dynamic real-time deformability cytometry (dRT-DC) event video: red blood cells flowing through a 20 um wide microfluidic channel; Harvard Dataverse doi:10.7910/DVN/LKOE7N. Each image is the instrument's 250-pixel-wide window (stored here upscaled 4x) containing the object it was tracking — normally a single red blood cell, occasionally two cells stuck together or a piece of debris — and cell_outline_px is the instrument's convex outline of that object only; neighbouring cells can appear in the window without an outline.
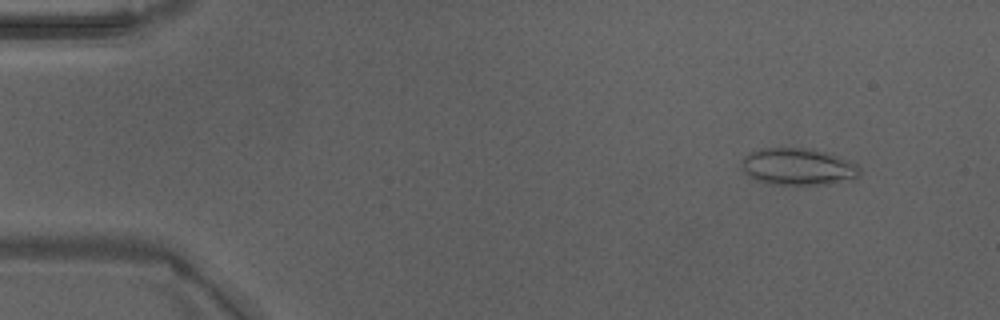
{"species": "Egyptian fruit bat (a non-hibernating species)", "species_latin": "Rousettus aegyptiacus", "temperature_condition": "warm", "stored_images_in_passage": 35, "camera_frame_rate_fps": 3000, "um_per_image_px": 0.085, "animal": {"sex": "male"}, "frame": {"image": 1, "passage_image": 1, "time_ms": 0.0, "image_size_px": [1000, 320], "cell_outline_px": [[860, 176], [852, 180], [828, 184], [776, 184], [756, 180], [744, 168], [744, 156], [752, 152], [764, 148], [812, 148], [828, 152], [856, 164], [860, 168]], "centroid_in_image_um": [67.93, 14.16], "position_along_channel_um": 17.1, "area_um2": 25.03}}
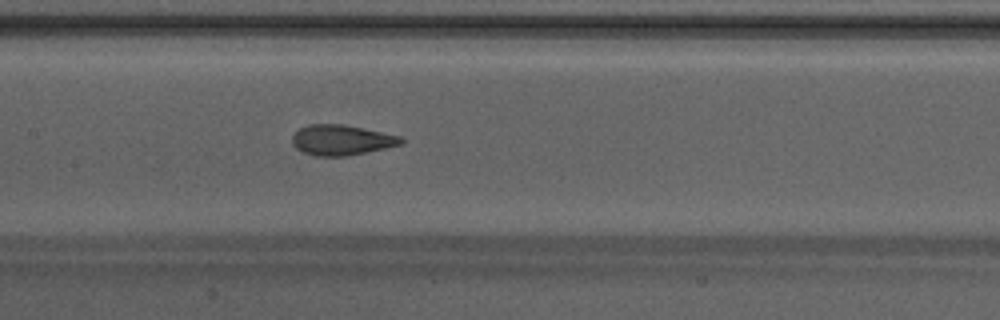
{"frame": {"image": 2, "passage_image": 20, "time_ms": 6.333, "image_size_px": [1000, 320], "cell_outline_px": [[404, 144], [344, 156], [316, 156], [304, 152], [296, 148], [292, 144], [292, 136], [300, 128], [308, 124], [344, 124], [400, 136], [404, 140]], "centroid_in_image_um": [29.01, 11.89], "position_along_channel_um": 178.4, "area_um2": 19.07}}
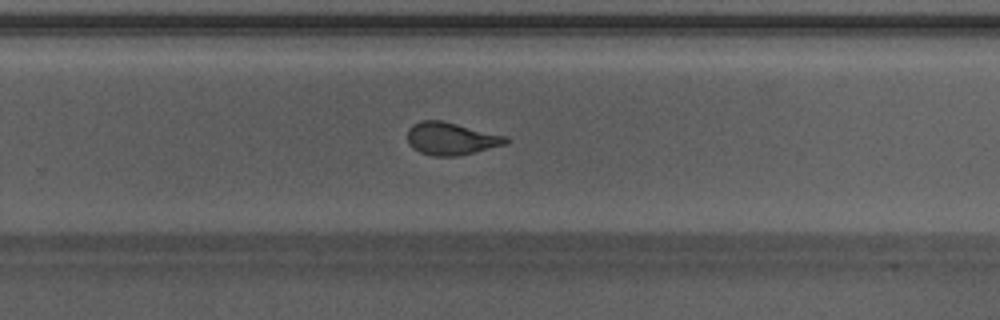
{"frame": {"image": 3, "passage_image": 28, "time_ms": 9.0, "image_size_px": [1000, 320], "cell_outline_px": [[508, 144], [456, 156], [432, 156], [420, 152], [412, 148], [408, 144], [408, 128], [412, 124], [420, 120], [440, 120], [508, 136]], "centroid_in_image_um": [38.33, 11.78], "position_along_channel_um": 291.5, "area_um2": 18.73}, "authors_computed_cell_mechanics": {"area_um2": 19.4208, "velocity_mm_per_s": 4.2593, "shape_relaxation_time_tau1_ms": 4.9658, "shape_relaxation_time_tau2_ms": 0.9457, "deformation_change_tau1": 0.1536, "deformation_change_tau2": 0.0766}}